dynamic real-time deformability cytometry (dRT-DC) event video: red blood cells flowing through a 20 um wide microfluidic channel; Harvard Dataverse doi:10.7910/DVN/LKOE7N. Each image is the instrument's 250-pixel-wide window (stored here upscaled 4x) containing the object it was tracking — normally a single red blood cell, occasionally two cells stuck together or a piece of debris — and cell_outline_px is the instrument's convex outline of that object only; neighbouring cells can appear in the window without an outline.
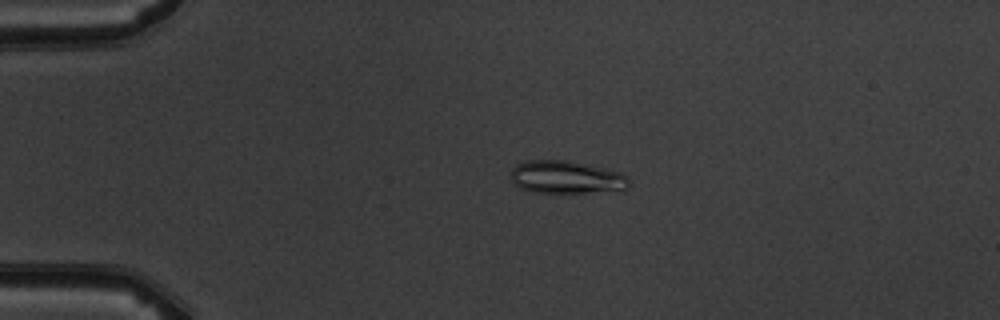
{"species": "common noctule bat (a hibernating species)", "species_latin": "Nyctalus noctula", "temperature_condition": "warm", "stored_images_in_passage": 3, "camera_frame_rate_fps": 3000, "um_per_image_px": 0.085, "animal": {"sex": "male", "body_mass_g": 19.5, "forearm_length_mm": 54.6}, "frame": {"image": 1, "passage_image": 2, "time_ms": 1.0, "image_size_px": [1000, 320], "cell_outline_px": [[628, 184], [624, 192], [532, 192], [520, 188], [512, 180], [508, 172], [516, 164], [528, 160], [568, 160], [604, 168], [620, 172], [628, 180]], "centroid_in_image_um": [48.12, 15.07], "position_along_channel_um": 36.9, "area_um2": 22.77}}